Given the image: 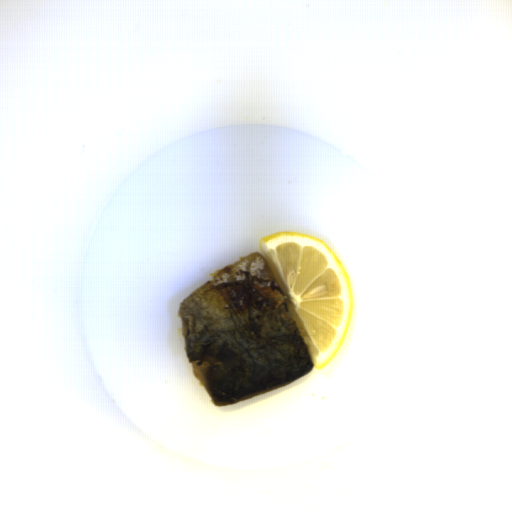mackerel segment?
Returning a JSON list of instances; mask_svg holds the SVG:
<instances>
[{
  "instance_id": "obj_1",
  "label": "mackerel segment",
  "mask_w": 512,
  "mask_h": 512,
  "mask_svg": "<svg viewBox=\"0 0 512 512\" xmlns=\"http://www.w3.org/2000/svg\"><path fill=\"white\" fill-rule=\"evenodd\" d=\"M178 303L193 377L213 405L279 390L315 367L272 266L260 252L210 273Z\"/></svg>"
}]
</instances>
